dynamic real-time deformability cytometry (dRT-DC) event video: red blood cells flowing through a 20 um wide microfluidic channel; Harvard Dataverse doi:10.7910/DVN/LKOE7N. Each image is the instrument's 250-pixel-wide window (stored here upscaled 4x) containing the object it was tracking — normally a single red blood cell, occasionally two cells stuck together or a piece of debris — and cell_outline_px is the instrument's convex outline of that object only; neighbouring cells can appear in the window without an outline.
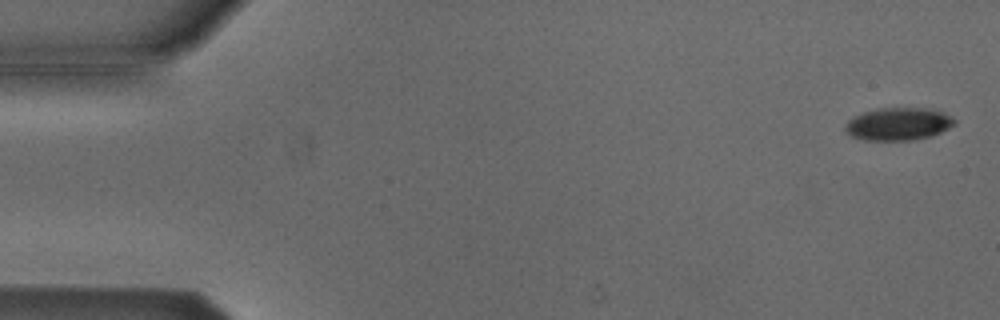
{"species": "Egyptian fruit bat (a non-hibernating species)", "species_latin": "Rousettus aegyptiacus", "temperature_condition": "cold", "stored_images_in_passage": 53, "camera_frame_rate_fps": 3000, "um_per_image_px": 0.085, "animal": {"sex": "male"}, "frame": {"image": 1, "passage_image": 2, "time_ms": 0.333, "image_size_px": [1000, 320], "cell_outline_px": [[956, 124], [932, 136], [912, 140], [864, 140], [852, 136], [844, 132], [844, 124], [848, 120], [864, 112], [876, 108], [932, 108], [952, 116], [956, 120]], "centroid_in_image_um": [76.36, 10.53], "position_along_channel_um": 8.6, "area_um2": 20.98}}
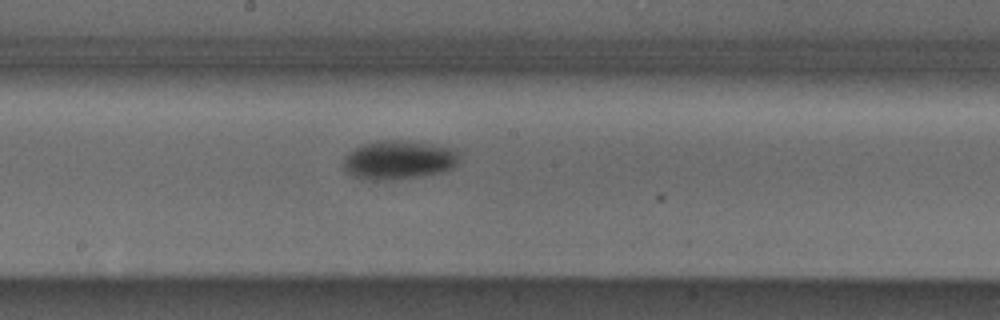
{"frame": {"image": 2, "passage_image": 29, "time_ms": 9.333, "image_size_px": [1000, 320], "cell_outline_px": [[460, 156], [456, 164], [452, 168], [440, 172], [420, 176], [396, 180], [368, 180], [352, 176], [344, 168], [344, 156], [356, 148], [364, 144], [376, 140], [408, 140], [432, 144], [452, 148]], "centroid_in_image_um": [33.88, 13.59], "position_along_channel_um": 214.3, "area_um2": 26.3}}
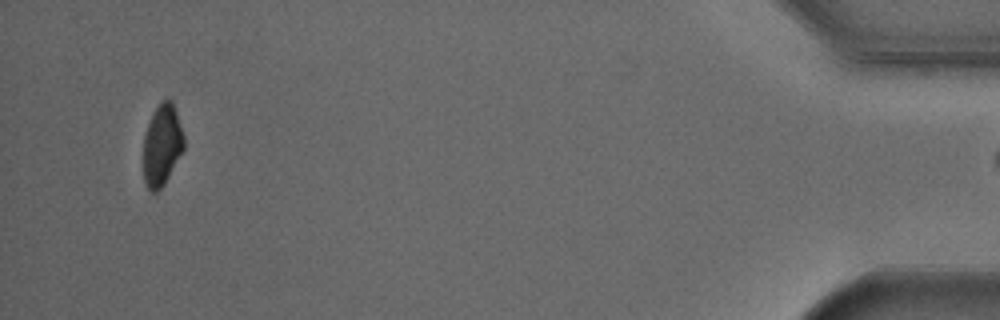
{"frame": {"image": 3, "passage_image": 52, "time_ms": 17.0, "image_size_px": [1000, 320], "cell_outline_px": [[184, 148], [164, 184], [156, 192], [152, 192], [148, 188], [144, 180], [144, 136], [152, 112], [160, 100], [172, 100], [184, 136]], "centroid_in_image_um": [13.77, 12.3], "position_along_channel_um": 421.4, "area_um2": 19.02}}